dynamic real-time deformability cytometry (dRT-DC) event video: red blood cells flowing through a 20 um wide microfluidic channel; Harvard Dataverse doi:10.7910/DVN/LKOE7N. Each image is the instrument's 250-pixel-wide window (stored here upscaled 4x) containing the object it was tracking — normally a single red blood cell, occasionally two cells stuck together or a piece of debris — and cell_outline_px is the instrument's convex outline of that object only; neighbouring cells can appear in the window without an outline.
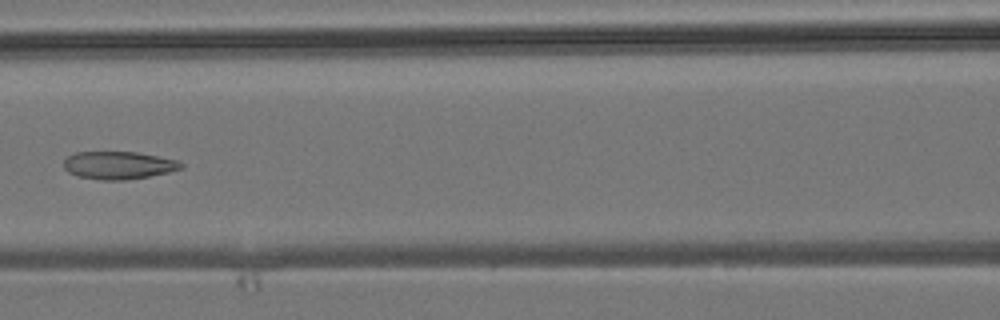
{"species": "common noctule bat (a hibernating species)", "species_latin": "Nyctalus noctula", "temperature_condition": "room temperature", "stored_images_in_passage": 8, "camera_frame_rate_fps": 3000, "um_per_image_px": 0.085, "animal": {"sex": "male", "body_mass_g": 19.2, "forearm_length_mm": 51.8}, "frame": {"image": 1, "passage_image": 6, "time_ms": 5.667, "image_size_px": [1000, 320], "cell_outline_px": [[184, 168], [168, 172], [148, 176], [124, 180], [100, 180], [76, 176], [68, 172], [64, 168], [64, 160], [68, 156], [76, 152], [136, 152], [176, 160], [184, 164]], "centroid_in_image_um": [10.05, 14.05], "position_along_channel_um": 156.5, "area_um2": 18.9}}
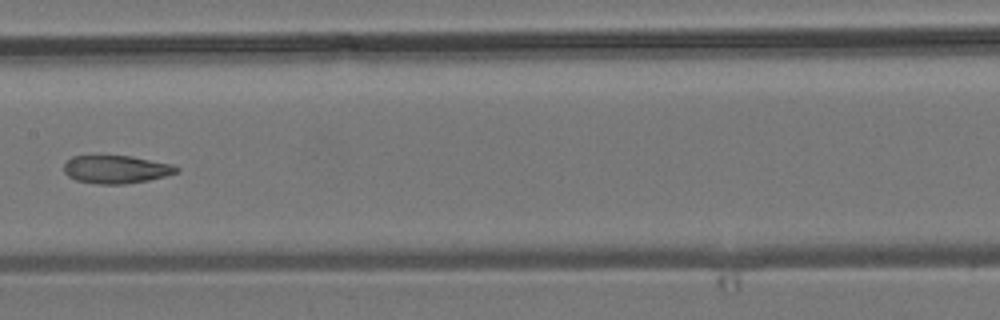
{"frame": {"image": 2, "passage_image": 7, "time_ms": 6.667, "image_size_px": [1000, 320], "cell_outline_px": [[180, 172], [148, 180], [124, 184], [100, 184], [76, 180], [68, 176], [64, 172], [64, 164], [72, 156], [132, 156], [172, 164], [180, 168]], "centroid_in_image_um": [9.89, 14.39], "position_along_channel_um": 197.5, "area_um2": 18.32}}
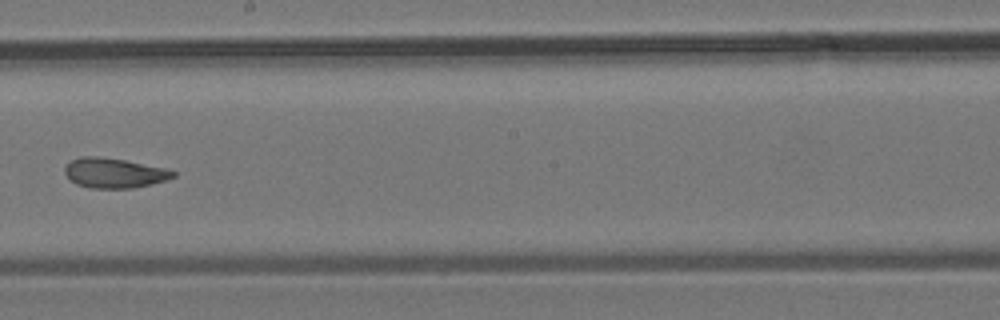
{"frame": {"image": 3, "passage_image": 8, "time_ms": 7.667, "image_size_px": [1000, 320], "cell_outline_px": [[176, 176], [168, 180], [152, 184], [132, 188], [88, 188], [76, 184], [64, 172], [64, 168], [72, 160], [80, 156], [100, 156], [124, 160], [168, 168], [176, 172]], "centroid_in_image_um": [9.75, 14.7], "position_along_channel_um": 238.5, "area_um2": 19.02}}